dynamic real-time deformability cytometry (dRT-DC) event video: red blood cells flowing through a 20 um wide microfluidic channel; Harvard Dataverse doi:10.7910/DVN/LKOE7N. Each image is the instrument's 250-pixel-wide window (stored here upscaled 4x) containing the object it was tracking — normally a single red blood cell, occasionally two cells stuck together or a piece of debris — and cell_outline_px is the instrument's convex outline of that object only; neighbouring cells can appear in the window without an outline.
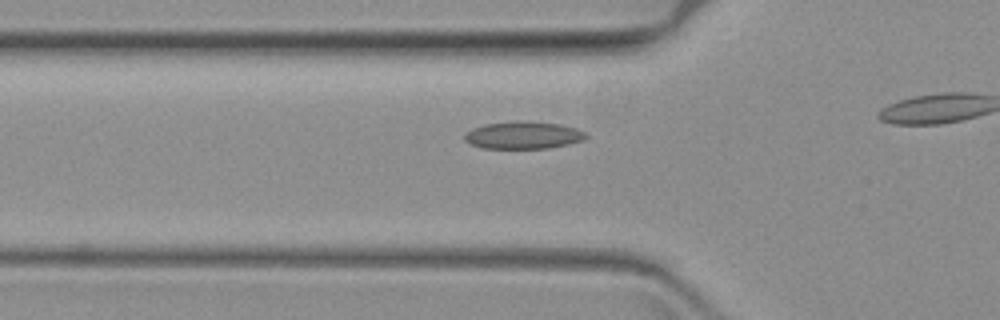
{"species": "common noctule bat (a hibernating species)", "species_latin": "Nyctalus noctula", "temperature_condition": "warm", "stored_images_in_passage": 8, "camera_frame_rate_fps": 3000, "um_per_image_px": 0.085, "animal": {"sex": "female", "body_mass_g": 19.3, "forearm_length_mm": 54.1}, "frame": {"image": 1, "passage_image": 2, "time_ms": 0.333, "image_size_px": [1000, 320], "cell_outline_px": [[588, 136], [584, 140], [568, 144], [548, 148], [484, 148], [472, 144], [464, 140], [464, 136], [472, 128], [484, 124], [516, 120], [560, 124], [576, 128], [584, 132]], "centroid_in_image_um": [44.48, 11.48], "position_along_channel_um": 81.3, "area_um2": 19.31}}
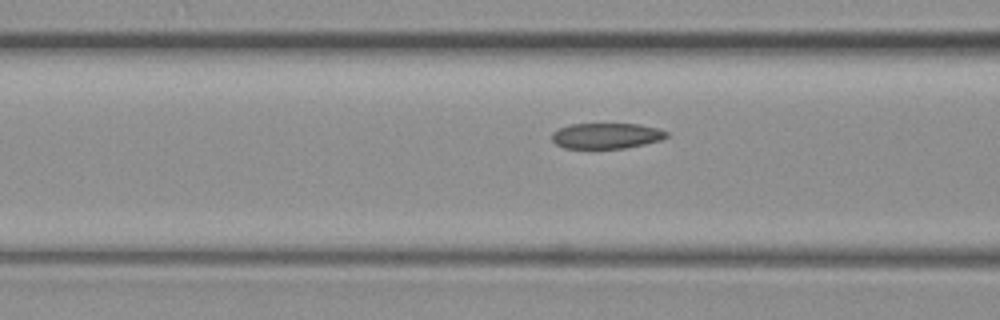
{"frame": {"image": 2, "passage_image": 5, "time_ms": 1.333, "image_size_px": [1000, 320], "cell_outline_px": [[668, 136], [660, 140], [644, 144], [624, 148], [564, 148], [556, 144], [552, 140], [552, 132], [560, 128], [572, 124], [640, 124], [660, 128], [668, 132]], "centroid_in_image_um": [51.56, 11.54], "position_along_channel_um": 115.0, "area_um2": 17.11}}